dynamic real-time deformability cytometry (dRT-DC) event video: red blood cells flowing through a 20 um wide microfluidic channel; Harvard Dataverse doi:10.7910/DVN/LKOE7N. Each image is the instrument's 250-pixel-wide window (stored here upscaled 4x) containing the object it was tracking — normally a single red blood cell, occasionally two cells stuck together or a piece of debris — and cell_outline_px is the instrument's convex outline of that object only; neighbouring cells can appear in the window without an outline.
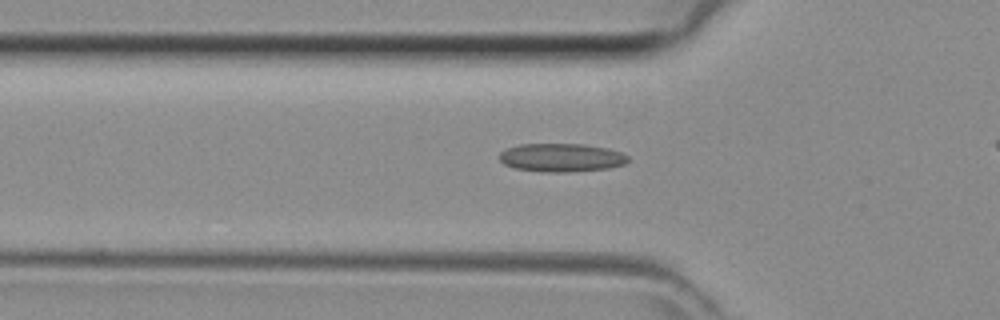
{"species": "common noctule bat (a hibernating species)", "species_latin": "Nyctalus noctula", "temperature_condition": "room temperature", "stored_images_in_passage": 28, "camera_frame_rate_fps": 3000, "um_per_image_px": 0.085, "animal": {"sex": "female", "body_mass_g": 29.2, "forearm_length_mm": 56.3}, "frame": {"image": 1, "passage_image": 5, "time_ms": 1.333, "image_size_px": [1000, 320], "cell_outline_px": [[628, 160], [624, 164], [608, 168], [568, 172], [544, 172], [512, 168], [504, 164], [500, 160], [500, 152], [508, 148], [520, 144], [584, 144], [604, 148], [620, 152], [628, 156]], "centroid_in_image_um": [47.68, 13.4], "position_along_channel_um": 78.1, "area_um2": 21.15}}
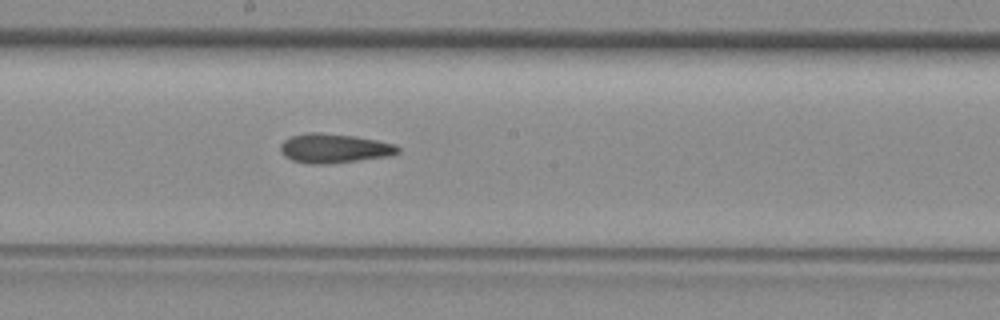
{"frame": {"image": 2, "passage_image": 14, "time_ms": 4.333, "image_size_px": [1000, 320], "cell_outline_px": [[400, 152], [392, 156], [324, 164], [312, 164], [292, 160], [284, 156], [280, 152], [280, 144], [284, 140], [292, 136], [308, 132], [320, 132], [356, 136], [396, 144], [400, 148]], "centroid_in_image_um": [28.42, 12.6], "position_along_channel_um": 219.8, "area_um2": 20.17}}
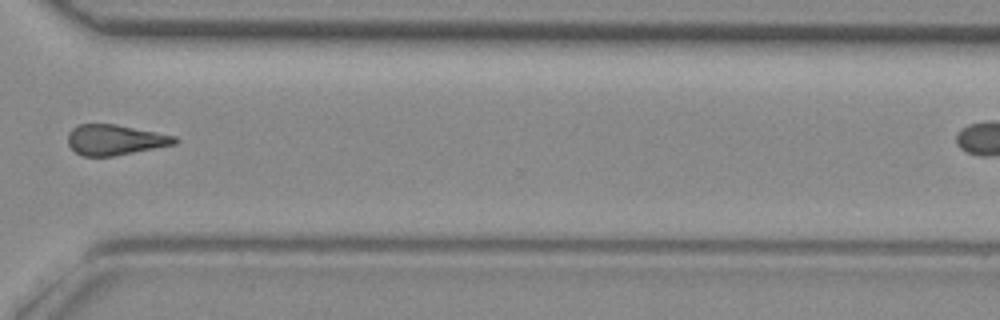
{"frame": {"image": 3, "passage_image": 23, "time_ms": 7.333, "image_size_px": [1000, 320], "cell_outline_px": [[180, 140], [176, 144], [112, 156], [84, 156], [76, 152], [68, 144], [68, 132], [72, 128], [80, 124], [116, 124], [176, 136]], "centroid_in_image_um": [9.78, 11.88], "position_along_channel_um": 360.8, "area_um2": 18.84}}